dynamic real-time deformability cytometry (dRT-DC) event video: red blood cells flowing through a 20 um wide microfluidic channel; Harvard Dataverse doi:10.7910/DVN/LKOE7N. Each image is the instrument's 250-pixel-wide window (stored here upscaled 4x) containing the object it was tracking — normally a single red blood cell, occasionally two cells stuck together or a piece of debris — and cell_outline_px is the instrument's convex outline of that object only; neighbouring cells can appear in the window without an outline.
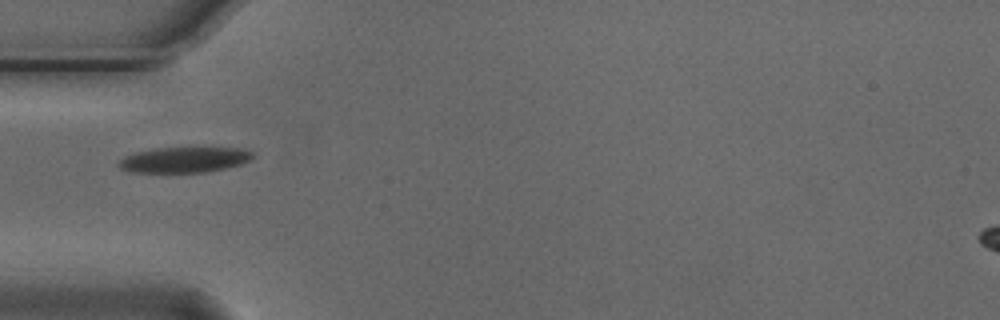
{"species": "Egyptian fruit bat (a non-hibernating species)", "species_latin": "Rousettus aegyptiacus", "temperature_condition": "cold", "stored_images_in_passage": 38, "camera_frame_rate_fps": 3000, "um_per_image_px": 0.085, "animal": {"sex": "male"}, "frame": {"image": 1, "passage_image": 1, "time_ms": 0.0, "image_size_px": [1000, 320], "cell_outline_px": [[256, 156], [240, 164], [224, 168], [204, 172], [132, 172], [120, 168], [116, 164], [124, 156], [136, 152], [156, 148], [240, 148], [252, 152]], "centroid_in_image_um": [15.63, 13.58], "position_along_channel_um": 69.4, "area_um2": 19.71}}
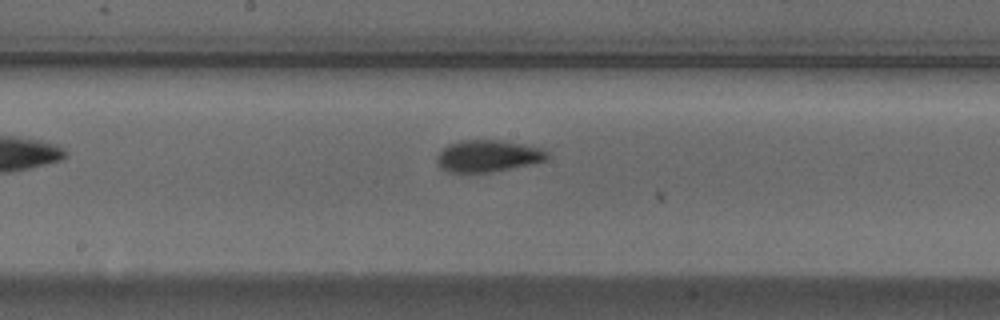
{"frame": {"image": 2, "passage_image": 12, "time_ms": 3.667, "image_size_px": [1000, 320], "cell_outline_px": [[548, 160], [532, 164], [492, 172], [448, 172], [440, 168], [436, 160], [436, 156], [448, 144], [460, 140], [500, 140], [524, 144], [540, 148], [548, 152]], "centroid_in_image_um": [41.47, 13.26], "position_along_channel_um": 206.7, "area_um2": 20.58}}
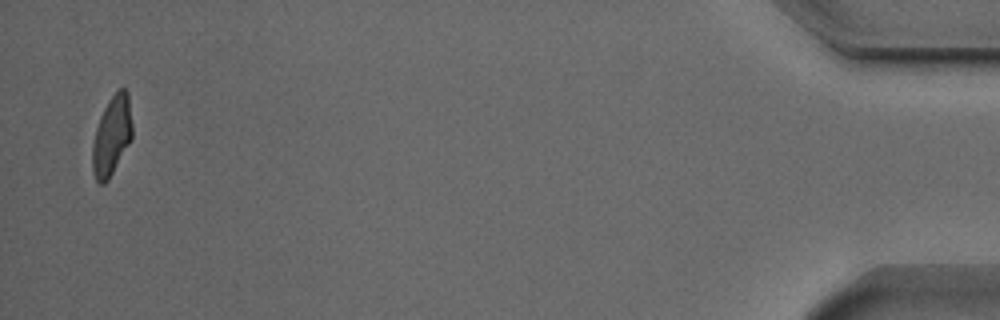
{"frame": {"image": 3, "passage_image": 37, "time_ms": 12.0, "image_size_px": [1000, 320], "cell_outline_px": [[132, 140], [108, 180], [104, 184], [100, 184], [96, 180], [92, 172], [92, 144], [96, 128], [100, 116], [108, 100], [120, 88], [124, 88], [128, 92], [132, 124]], "centroid_in_image_um": [9.5, 11.56], "position_along_channel_um": 425.7, "area_um2": 18.55}, "authors_computed_cell_mechanics": {"area_um2": 19.7387, "velocity_mm_per_s": 3.738, "shape_relaxation_time_tau1_ms": 2.9386, "shape_relaxation_time_tau2_ms": 2.6574, "deformation_change_tau1": 0.1577, "deformation_change_tau2": 0.0947}}